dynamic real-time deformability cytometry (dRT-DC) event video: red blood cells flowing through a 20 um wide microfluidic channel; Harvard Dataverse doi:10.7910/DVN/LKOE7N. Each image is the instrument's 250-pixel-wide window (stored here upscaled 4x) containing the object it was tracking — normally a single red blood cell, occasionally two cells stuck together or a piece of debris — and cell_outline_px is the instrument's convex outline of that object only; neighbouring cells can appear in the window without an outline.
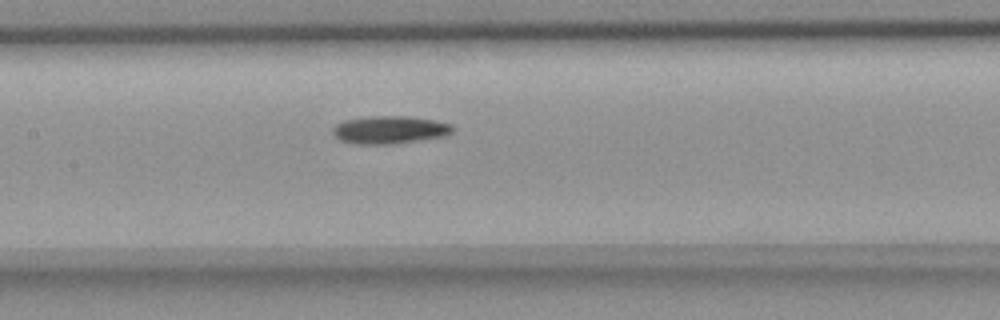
{"species": "common noctule bat (a hibernating species)", "species_latin": "Nyctalus noctula", "temperature_condition": "room temperature", "stored_images_in_passage": 7, "camera_frame_rate_fps": 3000, "um_per_image_px": 0.085, "animal": {"sex": "female", "body_mass_g": 18.4}, "frame": {"image": 1, "passage_image": 7, "time_ms": 2.0, "image_size_px": [1000, 320], "cell_outline_px": [[456, 128], [452, 132], [444, 136], [392, 144], [356, 144], [340, 140], [332, 132], [332, 128], [336, 124], [344, 120], [368, 116], [408, 116], [432, 120], [452, 124]], "centroid_in_image_um": [33.11, 11.03], "position_along_channel_um": 174.3, "area_um2": 19.42}}